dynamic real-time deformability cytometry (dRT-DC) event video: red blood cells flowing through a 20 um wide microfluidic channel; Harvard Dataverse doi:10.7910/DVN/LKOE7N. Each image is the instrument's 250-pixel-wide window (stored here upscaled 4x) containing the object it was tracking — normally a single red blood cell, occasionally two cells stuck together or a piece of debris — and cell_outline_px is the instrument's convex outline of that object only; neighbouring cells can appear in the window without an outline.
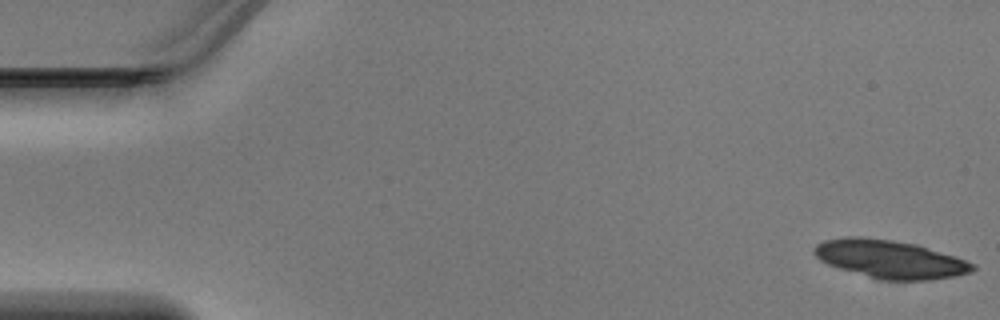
{"species": "Egyptian fruit bat (a non-hibernating species)", "species_latin": "Rousettus aegyptiacus", "temperature_condition": "warm", "stored_images_in_passage": 14, "camera_frame_rate_fps": 3000, "um_per_image_px": 0.085, "animal": {"sex": "male"}, "frame": {"image": 1, "passage_image": 1, "time_ms": 0.0, "image_size_px": [1000, 320], "cell_outline_px": [[976, 268], [972, 272], [952, 276], [928, 280], [880, 280], [840, 268], [828, 264], [820, 260], [812, 252], [812, 248], [816, 244], [824, 240], [848, 236], [856, 236], [892, 240], [916, 244], [956, 256], [976, 264]], "centroid_in_image_um": [75.65, 22.02], "position_along_channel_um": 9.4, "area_um2": 35.2}}